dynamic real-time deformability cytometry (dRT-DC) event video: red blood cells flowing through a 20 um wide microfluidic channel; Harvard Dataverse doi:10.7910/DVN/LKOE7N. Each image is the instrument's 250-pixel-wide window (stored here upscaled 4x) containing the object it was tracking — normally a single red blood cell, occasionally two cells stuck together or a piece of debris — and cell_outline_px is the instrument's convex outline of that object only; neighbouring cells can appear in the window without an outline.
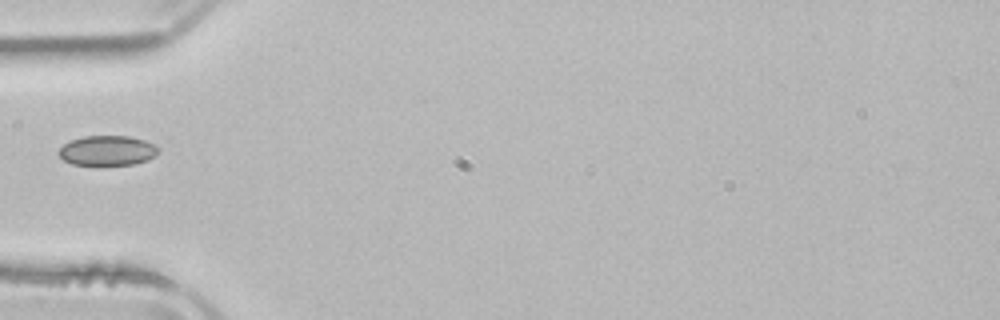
{"species": "common noctule bat (a hibernating species)", "species_latin": "Nyctalus noctula", "temperature_condition": "room temperature", "stored_images_in_passage": 4, "camera_frame_rate_fps": 3000, "um_per_image_px": 0.085, "animal": {"sex": "male", "body_mass_g": 21.5, "forearm_length_mm": 52.0}, "frame": {"image": 1, "passage_image": 4, "time_ms": 5.667, "image_size_px": [1000, 320], "cell_outline_px": [[160, 148], [148, 160], [136, 164], [72, 164], [64, 160], [56, 152], [64, 144], [72, 140], [84, 136], [128, 136], [144, 140]], "centroid_in_image_um": [9.1, 12.79], "position_along_channel_um": 75.9, "area_um2": 17.05}}